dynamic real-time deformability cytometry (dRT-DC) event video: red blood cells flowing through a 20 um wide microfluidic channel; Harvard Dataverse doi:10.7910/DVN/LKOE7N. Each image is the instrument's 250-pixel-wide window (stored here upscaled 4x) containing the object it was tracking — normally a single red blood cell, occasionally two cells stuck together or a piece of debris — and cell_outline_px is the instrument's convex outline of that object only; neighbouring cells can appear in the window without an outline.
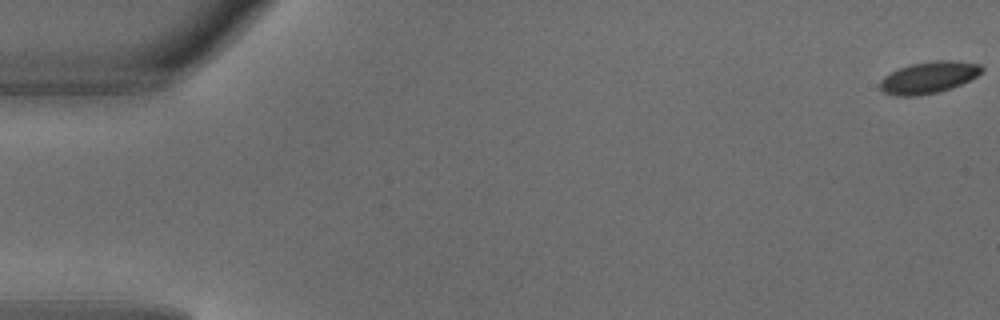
{"species": "common noctule bat (a hibernating species)", "species_latin": "Nyctalus noctula", "temperature_condition": "warm", "stored_images_in_passage": 6, "camera_frame_rate_fps": 3000, "um_per_image_px": 0.085, "animal": {"sex": "male", "body_mass_g": 18.8}, "frame": {"image": 1, "passage_image": 1, "time_ms": 0.0, "image_size_px": [1000, 320], "cell_outline_px": [[984, 68], [976, 76], [960, 84], [940, 92], [920, 96], [896, 96], [884, 92], [880, 88], [880, 80], [884, 76], [900, 68], [912, 64], [932, 60], [952, 60], [980, 64]], "centroid_in_image_um": [78.92, 6.59], "position_along_channel_um": 6.1, "area_um2": 18.73}}
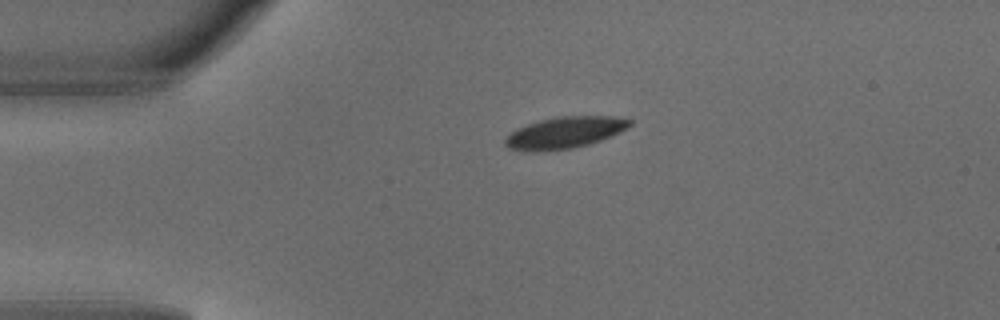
{"frame": {"image": 2, "passage_image": 6, "time_ms": 1.667, "image_size_px": [1000, 320], "cell_outline_px": [[632, 124], [628, 128], [612, 136], [588, 144], [572, 148], [540, 152], [524, 152], [508, 148], [504, 144], [504, 140], [508, 132], [516, 128], [540, 120], [556, 116], [616, 116], [632, 120]], "centroid_in_image_um": [47.96, 11.28], "position_along_channel_um": 37.0, "area_um2": 23.35}}